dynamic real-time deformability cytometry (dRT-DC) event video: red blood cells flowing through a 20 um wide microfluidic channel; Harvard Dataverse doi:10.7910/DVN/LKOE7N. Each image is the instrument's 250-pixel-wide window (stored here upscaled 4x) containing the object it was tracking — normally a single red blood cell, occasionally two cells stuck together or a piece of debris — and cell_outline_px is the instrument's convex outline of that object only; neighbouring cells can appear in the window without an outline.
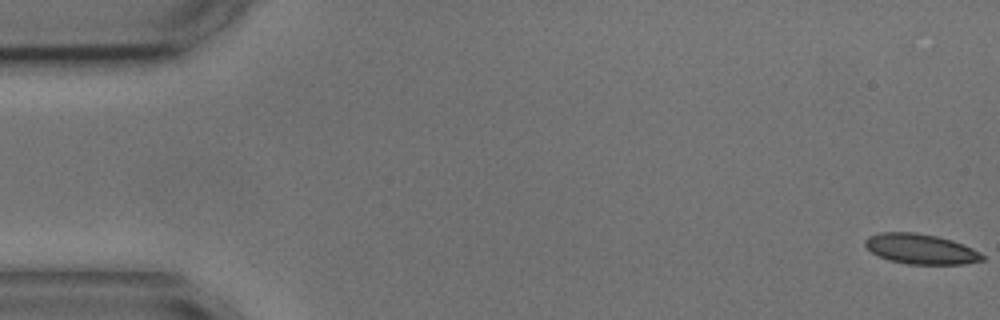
{"species": "common noctule bat (a hibernating species)", "species_latin": "Nyctalus noctula", "temperature_condition": "cold", "stored_images_in_passage": 56, "camera_frame_rate_fps": 3000, "um_per_image_px": 0.085, "animal": {"sex": "male", "body_mass_g": 17.9, "forearm_length_mm": 54.2}, "frame": {"image": 1, "passage_image": 1, "time_ms": 0.0, "image_size_px": [1000, 320], "cell_outline_px": [[984, 260], [964, 264], [908, 264], [888, 260], [872, 252], [864, 244], [864, 240], [868, 236], [880, 232], [916, 232], [936, 236], [952, 240], [972, 248], [984, 256]], "centroid_in_image_um": [78.24, 21.16], "position_along_channel_um": 6.8, "area_um2": 20.52}}
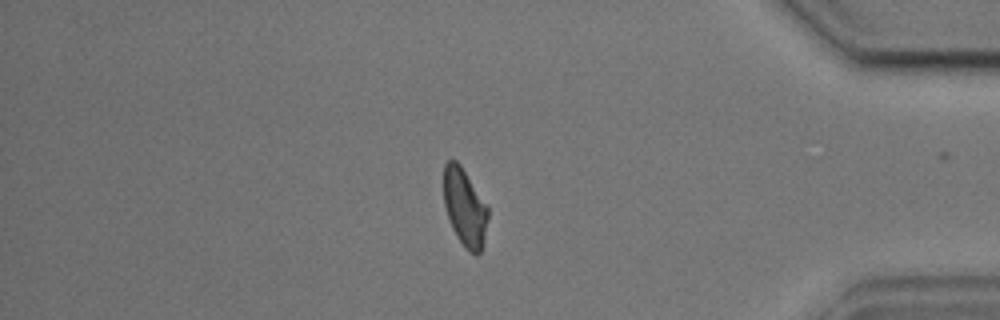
{"frame": {"image": 2, "passage_image": 47, "time_ms": 15.333, "image_size_px": [1000, 320], "cell_outline_px": [[488, 216], [480, 252], [476, 256], [468, 252], [464, 248], [456, 236], [452, 228], [444, 204], [444, 164], [448, 160], [456, 160], [460, 164], [488, 204]], "centroid_in_image_um": [39.5, 17.62], "position_along_channel_um": 395.7, "area_um2": 20.11}}
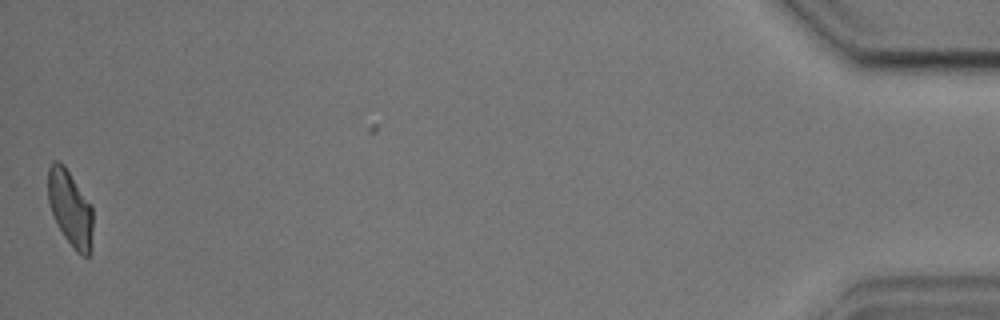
{"frame": {"image": 3, "passage_image": 55, "time_ms": 18.0, "image_size_px": [1000, 320], "cell_outline_px": [[92, 232], [88, 256], [84, 256], [76, 252], [64, 236], [56, 224], [52, 216], [48, 200], [48, 168], [56, 160], [64, 164], [92, 204]], "centroid_in_image_um": [5.95, 17.67], "position_along_channel_um": 429.2, "area_um2": 19.88}, "authors_computed_cell_mechanics": {"area_um2": 21.0392, "velocity_mm_per_s": 3.6138, "shape_relaxation_time_tau1_ms": 2.1597, "shape_relaxation_time_tau2_ms": 1.6973, "deformation_change_tau1": 0.1202, "deformation_change_tau2": 0.1033}}